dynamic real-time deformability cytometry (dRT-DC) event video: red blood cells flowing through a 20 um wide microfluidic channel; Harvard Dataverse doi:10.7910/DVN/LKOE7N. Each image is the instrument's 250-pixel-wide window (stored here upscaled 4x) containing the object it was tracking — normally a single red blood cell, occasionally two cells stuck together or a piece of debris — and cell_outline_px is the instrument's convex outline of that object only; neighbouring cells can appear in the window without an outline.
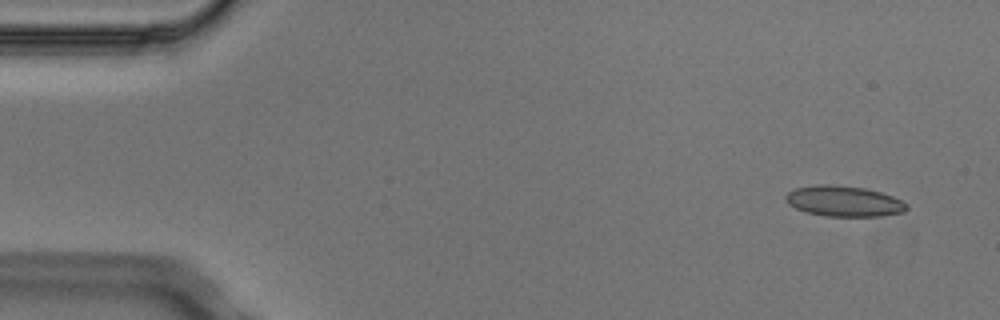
{"species": "Egyptian fruit bat (a non-hibernating species)", "species_latin": "Rousettus aegyptiacus", "temperature_condition": "cold", "stored_images_in_passage": 3, "camera_frame_rate_fps": 3000, "um_per_image_px": 0.085, "animal": {"sex": "male"}, "frame": {"image": 1, "passage_image": 1, "time_ms": 0.0, "image_size_px": [1000, 320], "cell_outline_px": [[908, 208], [904, 212], [880, 216], [824, 216], [804, 212], [788, 204], [784, 200], [784, 196], [788, 192], [796, 188], [816, 184], [828, 184], [864, 188], [880, 192], [892, 196], [908, 204]], "centroid_in_image_um": [71.69, 17.1], "position_along_channel_um": 13.3, "area_um2": 21.68}}
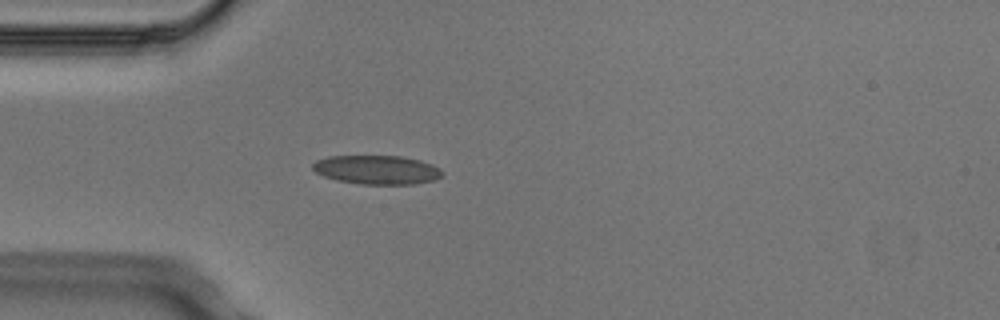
{"frame": {"image": 2, "passage_image": 3, "time_ms": 0.667, "image_size_px": [1000, 320], "cell_outline_px": [[444, 172], [436, 180], [416, 184], [360, 184], [336, 180], [324, 176], [316, 172], [312, 168], [312, 164], [316, 160], [328, 156], [400, 156], [420, 160], [432, 164], [440, 168]], "centroid_in_image_um": [32.05, 14.43], "position_along_channel_um": 53.0, "area_um2": 21.96}}